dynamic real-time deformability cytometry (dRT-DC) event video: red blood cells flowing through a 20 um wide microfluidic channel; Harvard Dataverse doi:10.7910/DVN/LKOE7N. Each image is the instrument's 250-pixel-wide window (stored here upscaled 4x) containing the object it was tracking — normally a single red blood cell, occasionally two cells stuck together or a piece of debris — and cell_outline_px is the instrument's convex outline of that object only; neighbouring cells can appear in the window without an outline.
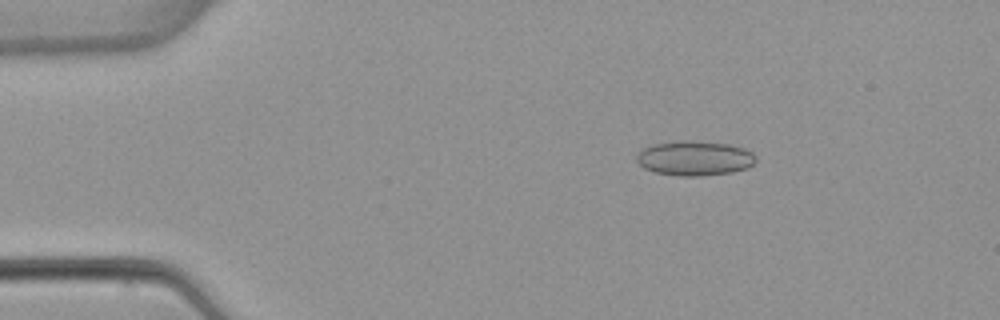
{"species": "common noctule bat (a hibernating species)", "species_latin": "Nyctalus noctula", "temperature_condition": "warm", "stored_images_in_passage": 5, "camera_frame_rate_fps": 3000, "um_per_image_px": 0.085, "animal": {"sex": "female", "body_mass_g": 22.7, "forearm_length_mm": 54.2}, "frame": {"image": 1, "passage_image": 3, "time_ms": 2.667, "image_size_px": [1000, 320], "cell_outline_px": [[756, 160], [748, 168], [732, 172], [700, 176], [680, 176], [656, 172], [644, 168], [636, 160], [636, 152], [652, 144], [680, 140], [688, 140], [728, 144], [744, 148], [752, 152], [756, 156]], "centroid_in_image_um": [59.03, 13.44], "position_along_channel_um": 26.0, "area_um2": 24.22}}
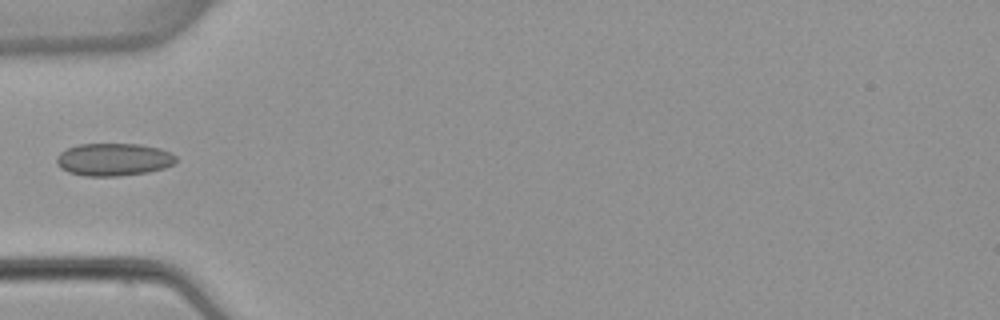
{"frame": {"image": 2, "passage_image": 5, "time_ms": 5.667, "image_size_px": [1000, 320], "cell_outline_px": [[176, 160], [172, 164], [164, 168], [148, 172], [120, 176], [84, 176], [68, 172], [60, 168], [56, 164], [56, 156], [60, 152], [68, 148], [80, 144], [140, 144], [160, 148], [176, 156]], "centroid_in_image_um": [9.62, 13.56], "position_along_channel_um": 75.4, "area_um2": 22.77}}